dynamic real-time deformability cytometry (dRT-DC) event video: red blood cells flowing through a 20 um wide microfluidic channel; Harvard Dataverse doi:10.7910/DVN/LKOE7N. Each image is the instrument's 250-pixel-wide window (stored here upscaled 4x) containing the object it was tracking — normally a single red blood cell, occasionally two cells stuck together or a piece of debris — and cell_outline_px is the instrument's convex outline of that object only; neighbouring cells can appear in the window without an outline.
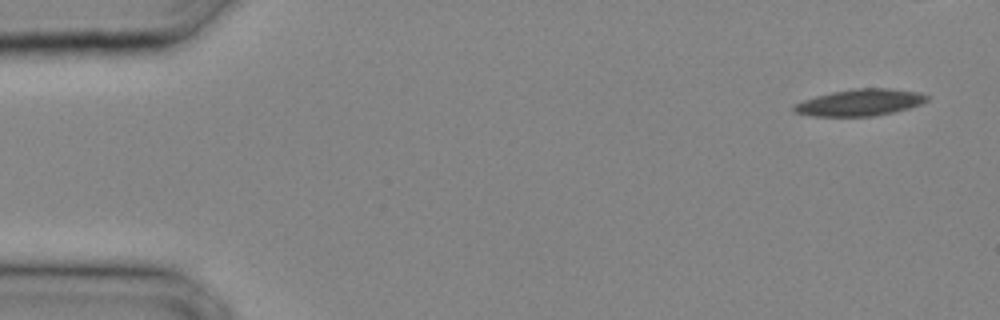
{"species": "common noctule bat (a hibernating species)", "species_latin": "Nyctalus noctula", "temperature_condition": "cold", "stored_images_in_passage": 26, "camera_frame_rate_fps": 3000, "um_per_image_px": 0.085, "animal": {"sex": "male", "body_mass_g": 20.4}, "frame": {"image": 1, "passage_image": 1, "time_ms": 0.0, "image_size_px": [1000, 320], "cell_outline_px": [[928, 100], [920, 104], [908, 108], [892, 112], [872, 116], [812, 116], [792, 112], [792, 104], [816, 96], [832, 92], [856, 88], [888, 88], [920, 92], [928, 96]], "centroid_in_image_um": [73.06, 8.71], "position_along_channel_um": 11.9, "area_um2": 20.63}}
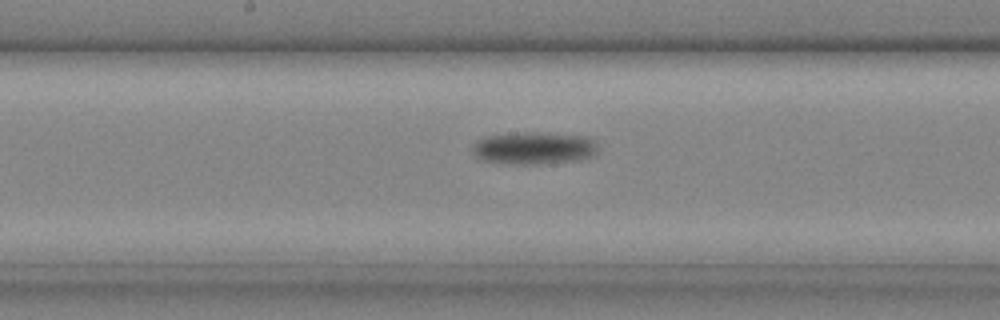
{"frame": {"image": 2, "passage_image": 16, "time_ms": 5.0, "image_size_px": [1000, 320], "cell_outline_px": [[600, 152], [596, 156], [580, 160], [540, 164], [504, 164], [480, 160], [472, 152], [472, 144], [476, 140], [484, 136], [512, 132], [540, 132], [588, 136], [596, 140]], "centroid_in_image_um": [45.41, 12.58], "position_along_channel_um": 202.8, "area_um2": 24.74}}
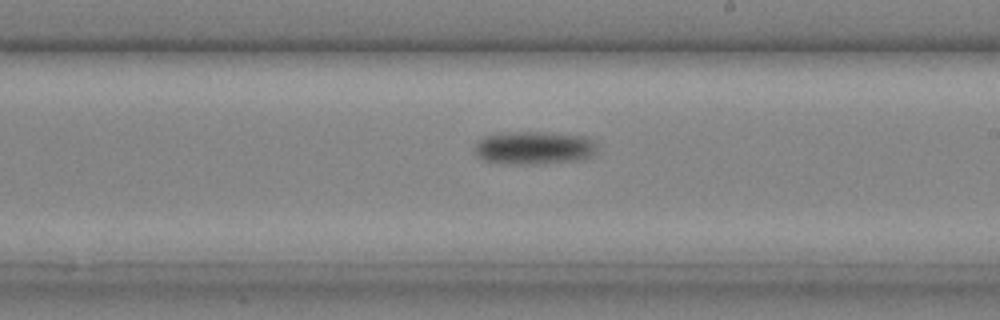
{"frame": {"image": 3, "passage_image": 18, "time_ms": 5.667, "image_size_px": [1000, 320], "cell_outline_px": [[600, 148], [592, 156], [584, 160], [540, 164], [500, 164], [484, 160], [476, 156], [472, 152], [476, 140], [484, 136], [508, 132], [540, 132], [588, 136], [596, 140]], "centroid_in_image_um": [45.42, 12.58], "position_along_channel_um": 243.6, "area_um2": 24.57}}